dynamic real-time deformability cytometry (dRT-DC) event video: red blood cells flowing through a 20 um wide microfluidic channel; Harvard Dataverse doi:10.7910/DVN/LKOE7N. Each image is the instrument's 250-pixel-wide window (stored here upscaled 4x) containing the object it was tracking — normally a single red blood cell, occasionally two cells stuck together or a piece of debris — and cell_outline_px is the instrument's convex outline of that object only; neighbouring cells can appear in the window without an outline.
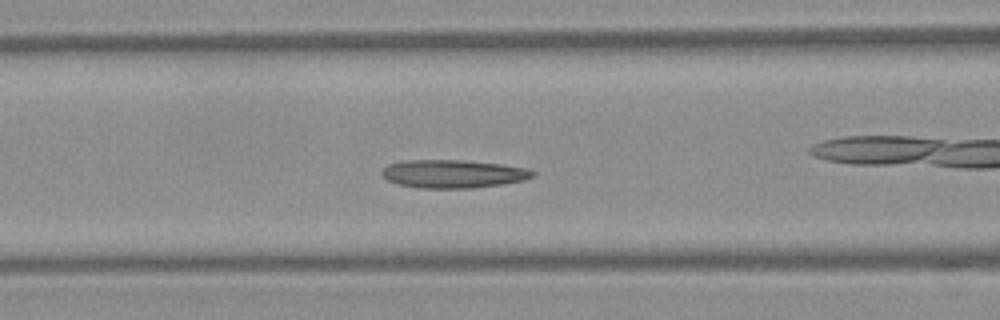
{"species": "Egyptian fruit bat (a non-hibernating species)", "species_latin": "Rousettus aegyptiacus", "temperature_condition": "warm", "stored_images_in_passage": 34, "camera_frame_rate_fps": 3000, "um_per_image_px": 0.085, "frame": {"image": 1, "passage_image": 20, "time_ms": 6.333, "image_size_px": [1000, 320], "cell_outline_px": [[536, 176], [524, 180], [500, 184], [472, 188], [420, 188], [400, 184], [388, 180], [380, 172], [388, 164], [408, 160], [460, 160], [504, 164], [528, 168], [536, 172]], "centroid_in_image_um": [38.57, 14.77], "position_along_channel_um": 128.0, "area_um2": 24.74}}
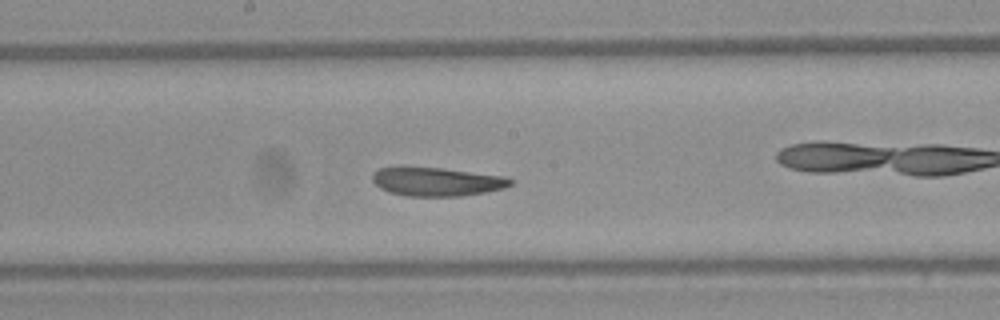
{"frame": {"image": 2, "passage_image": 26, "time_ms": 8.333, "image_size_px": [1000, 320], "cell_outline_px": [[512, 184], [504, 188], [484, 192], [460, 196], [404, 196], [388, 192], [380, 188], [372, 180], [372, 176], [380, 168], [440, 168], [504, 176], [512, 180]], "centroid_in_image_um": [37.13, 15.46], "position_along_channel_um": 211.1, "area_um2": 22.6}}
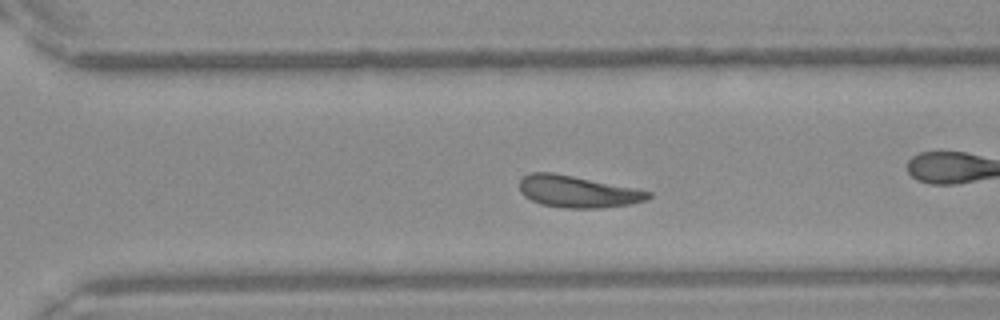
{"frame": {"image": 3, "passage_image": 34, "time_ms": 11.0, "image_size_px": [1000, 320], "cell_outline_px": [[652, 196], [644, 200], [632, 204], [600, 208], [564, 208], [540, 204], [524, 196], [520, 192], [520, 180], [524, 176], [532, 172], [552, 172], [652, 192]], "centroid_in_image_um": [49.06, 16.3], "position_along_channel_um": 321.5, "area_um2": 23.58}}